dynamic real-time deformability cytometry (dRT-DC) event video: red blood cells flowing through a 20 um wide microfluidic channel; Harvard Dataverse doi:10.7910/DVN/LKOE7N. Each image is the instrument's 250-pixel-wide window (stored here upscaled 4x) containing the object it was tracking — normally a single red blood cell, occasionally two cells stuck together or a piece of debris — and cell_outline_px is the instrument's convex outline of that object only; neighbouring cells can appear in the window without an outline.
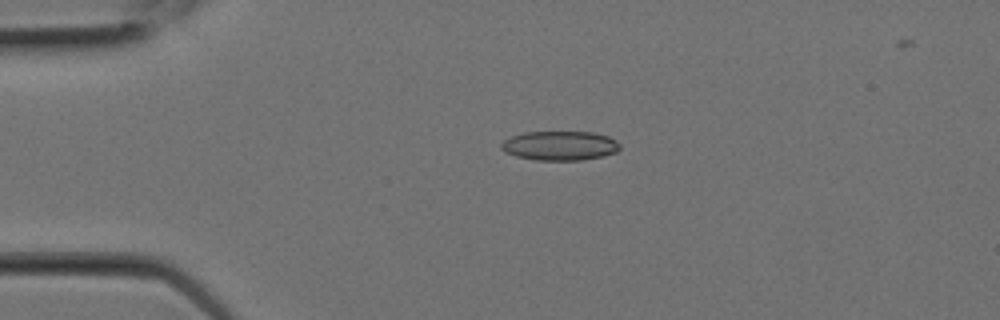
{"species": "Egyptian fruit bat (a non-hibernating species)", "species_latin": "Rousettus aegyptiacus", "temperature_condition": "room temperature", "stored_images_in_passage": 5, "camera_frame_rate_fps": 3000, "um_per_image_px": 0.085, "animal": {"sex": "female"}, "frame": {"image": 1, "passage_image": 1, "time_ms": 0.0, "image_size_px": [1000, 320], "cell_outline_px": [[620, 148], [616, 152], [604, 156], [584, 160], [536, 160], [516, 156], [504, 152], [500, 148], [500, 144], [504, 140], [512, 136], [524, 132], [592, 132], [608, 136], [616, 140], [620, 144]], "centroid_in_image_um": [47.59, 12.39], "position_along_channel_um": 37.4, "area_um2": 20.4}}
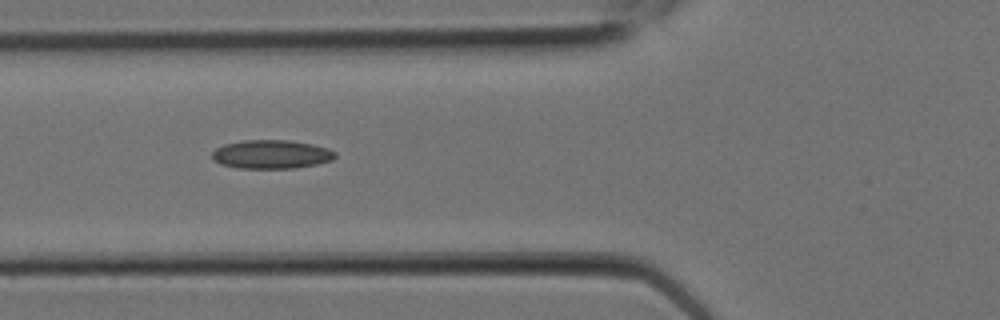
{"frame": {"image": 2, "passage_image": 4, "time_ms": 1.0, "image_size_px": [1000, 320], "cell_outline_px": [[336, 156], [332, 160], [316, 164], [296, 168], [236, 168], [220, 164], [212, 160], [212, 152], [216, 148], [224, 144], [244, 140], [288, 140], [312, 144], [328, 148], [336, 152]], "centroid_in_image_um": [23.05, 13.12], "position_along_channel_um": 102.8, "area_um2": 20.69}}
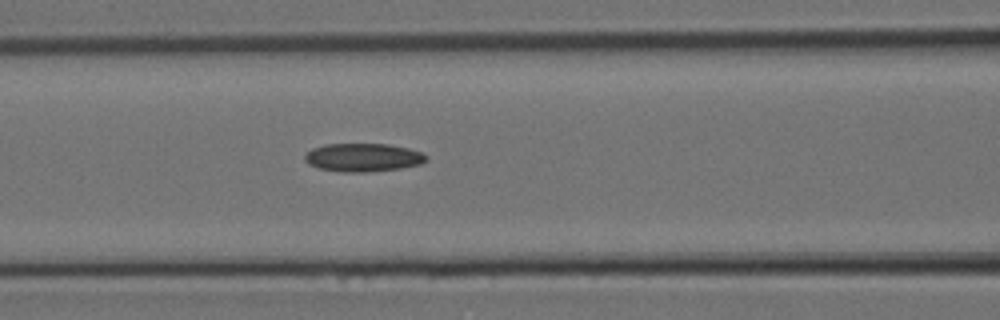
{"frame": {"image": 3, "passage_image": 5, "time_ms": 1.333, "image_size_px": [1000, 320], "cell_outline_px": [[428, 160], [420, 164], [400, 168], [368, 172], [344, 172], [320, 168], [308, 164], [304, 160], [304, 156], [312, 148], [324, 144], [388, 144], [408, 148], [420, 152], [428, 156]], "centroid_in_image_um": [30.86, 13.38], "position_along_channel_um": 135.7, "area_um2": 20.0}}